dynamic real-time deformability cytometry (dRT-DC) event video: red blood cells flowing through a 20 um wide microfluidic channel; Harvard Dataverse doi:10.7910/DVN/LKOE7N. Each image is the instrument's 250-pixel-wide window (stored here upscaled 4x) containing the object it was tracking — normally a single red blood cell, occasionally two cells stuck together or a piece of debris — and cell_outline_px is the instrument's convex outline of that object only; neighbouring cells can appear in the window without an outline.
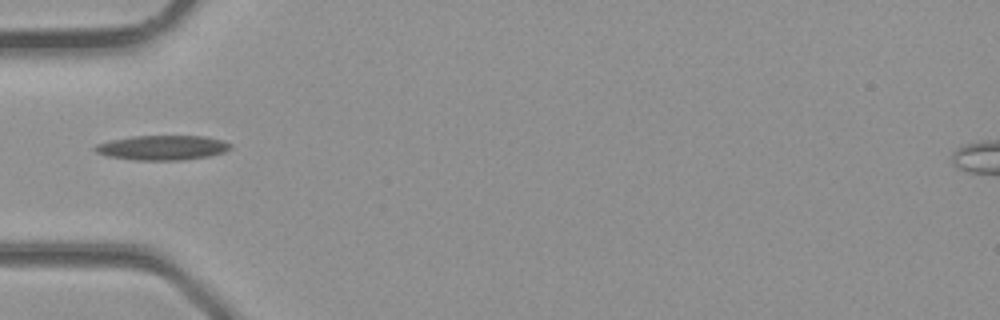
{"species": "common noctule bat (a hibernating species)", "species_latin": "Nyctalus noctula", "temperature_condition": "room temperature", "stored_images_in_passage": 1, "camera_frame_rate_fps": 3000, "um_per_image_px": 0.085, "animal": {"sex": "male", "body_mass_g": 23.1, "forearm_length_mm": 52.7}, "frame": {"image": 1, "passage_image": 1, "time_ms": 0.0, "image_size_px": [1000, 320], "cell_outline_px": [[232, 148], [224, 152], [212, 156], [184, 160], [132, 160], [108, 156], [96, 152], [92, 148], [96, 144], [112, 140], [132, 136], [204, 136], [224, 140], [232, 144]], "centroid_in_image_um": [13.84, 12.55], "position_along_channel_um": 71.2, "area_um2": 19.71}}